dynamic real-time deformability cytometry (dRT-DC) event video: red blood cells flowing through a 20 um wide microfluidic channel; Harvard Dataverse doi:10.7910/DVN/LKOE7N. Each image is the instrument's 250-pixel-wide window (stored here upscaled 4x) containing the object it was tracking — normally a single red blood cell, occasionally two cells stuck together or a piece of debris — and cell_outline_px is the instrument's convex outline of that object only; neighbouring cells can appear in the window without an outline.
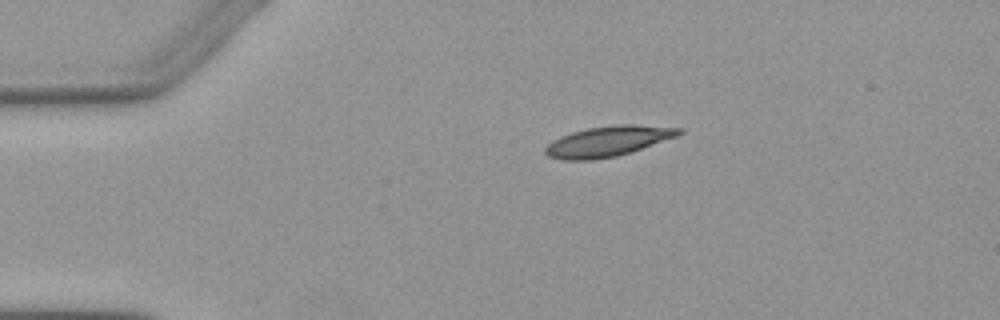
{"species": "Egyptian fruit bat (a non-hibernating species)", "species_latin": "Rousettus aegyptiacus", "temperature_condition": "warm", "stored_images_in_passage": 3, "camera_frame_rate_fps": 3000, "um_per_image_px": 0.085, "animal": {"sex": "female"}, "frame": {"image": 1, "passage_image": 1, "time_ms": 0.0, "image_size_px": [1000, 320], "cell_outline_px": [[684, 132], [676, 136], [616, 156], [592, 160], [564, 160], [548, 156], [544, 152], [544, 148], [552, 140], [560, 136], [572, 132], [588, 128], [616, 124], [632, 124], [684, 128]], "centroid_in_image_um": [51.64, 12.0], "position_along_channel_um": 33.4, "area_um2": 23.41}}
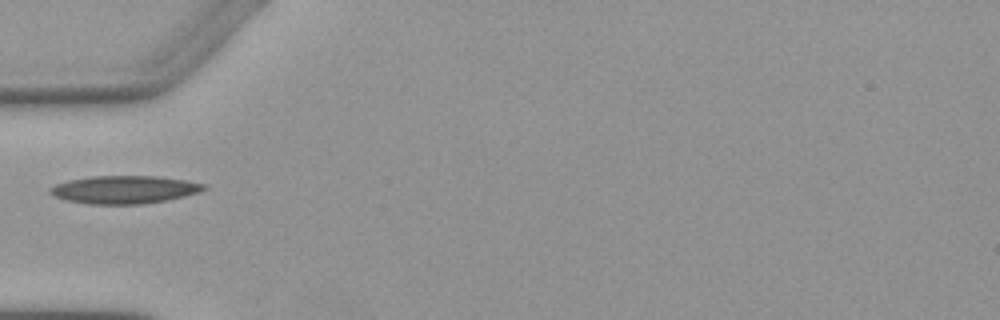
{"frame": {"image": 2, "passage_image": 3, "time_ms": 2.333, "image_size_px": [1000, 320], "cell_outline_px": [[208, 188], [200, 192], [168, 200], [140, 204], [88, 204], [64, 200], [48, 192], [48, 188], [56, 184], [68, 180], [92, 176], [156, 176], [188, 180], [208, 184]], "centroid_in_image_um": [10.6, 16.11], "position_along_channel_um": 74.4, "area_um2": 25.26}}